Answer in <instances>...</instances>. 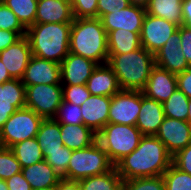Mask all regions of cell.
<instances>
[{
    "instance_id": "1",
    "label": "cell",
    "mask_w": 191,
    "mask_h": 190,
    "mask_svg": "<svg viewBox=\"0 0 191 190\" xmlns=\"http://www.w3.org/2000/svg\"><path fill=\"white\" fill-rule=\"evenodd\" d=\"M172 157L155 135H143L137 148L122 158L115 168L122 181L157 177L169 168Z\"/></svg>"
},
{
    "instance_id": "2",
    "label": "cell",
    "mask_w": 191,
    "mask_h": 190,
    "mask_svg": "<svg viewBox=\"0 0 191 190\" xmlns=\"http://www.w3.org/2000/svg\"><path fill=\"white\" fill-rule=\"evenodd\" d=\"M69 52L98 65L108 62V36L100 18H74L71 24Z\"/></svg>"
},
{
    "instance_id": "3",
    "label": "cell",
    "mask_w": 191,
    "mask_h": 190,
    "mask_svg": "<svg viewBox=\"0 0 191 190\" xmlns=\"http://www.w3.org/2000/svg\"><path fill=\"white\" fill-rule=\"evenodd\" d=\"M72 23H41L26 29L32 55L61 63L69 54Z\"/></svg>"
},
{
    "instance_id": "4",
    "label": "cell",
    "mask_w": 191,
    "mask_h": 190,
    "mask_svg": "<svg viewBox=\"0 0 191 190\" xmlns=\"http://www.w3.org/2000/svg\"><path fill=\"white\" fill-rule=\"evenodd\" d=\"M107 64L116 75L121 90L142 91L155 66V55L140 47L130 53L112 55Z\"/></svg>"
},
{
    "instance_id": "5",
    "label": "cell",
    "mask_w": 191,
    "mask_h": 190,
    "mask_svg": "<svg viewBox=\"0 0 191 190\" xmlns=\"http://www.w3.org/2000/svg\"><path fill=\"white\" fill-rule=\"evenodd\" d=\"M142 136L136 125L108 123L97 133V141L115 166L137 148Z\"/></svg>"
},
{
    "instance_id": "6",
    "label": "cell",
    "mask_w": 191,
    "mask_h": 190,
    "mask_svg": "<svg viewBox=\"0 0 191 190\" xmlns=\"http://www.w3.org/2000/svg\"><path fill=\"white\" fill-rule=\"evenodd\" d=\"M113 167L107 153L96 141L87 148L72 151L67 167V180L78 181L86 177L104 174Z\"/></svg>"
},
{
    "instance_id": "7",
    "label": "cell",
    "mask_w": 191,
    "mask_h": 190,
    "mask_svg": "<svg viewBox=\"0 0 191 190\" xmlns=\"http://www.w3.org/2000/svg\"><path fill=\"white\" fill-rule=\"evenodd\" d=\"M43 118L33 110H16L0 129V145L10 148L18 142L35 138Z\"/></svg>"
},
{
    "instance_id": "8",
    "label": "cell",
    "mask_w": 191,
    "mask_h": 190,
    "mask_svg": "<svg viewBox=\"0 0 191 190\" xmlns=\"http://www.w3.org/2000/svg\"><path fill=\"white\" fill-rule=\"evenodd\" d=\"M25 107L33 110L43 119L54 118L63 100L62 85L25 86Z\"/></svg>"
},
{
    "instance_id": "9",
    "label": "cell",
    "mask_w": 191,
    "mask_h": 190,
    "mask_svg": "<svg viewBox=\"0 0 191 190\" xmlns=\"http://www.w3.org/2000/svg\"><path fill=\"white\" fill-rule=\"evenodd\" d=\"M140 108L141 91L120 90L112 96L108 123L136 125Z\"/></svg>"
},
{
    "instance_id": "10",
    "label": "cell",
    "mask_w": 191,
    "mask_h": 190,
    "mask_svg": "<svg viewBox=\"0 0 191 190\" xmlns=\"http://www.w3.org/2000/svg\"><path fill=\"white\" fill-rule=\"evenodd\" d=\"M178 27L171 21L146 13L140 32L142 47L155 55Z\"/></svg>"
},
{
    "instance_id": "11",
    "label": "cell",
    "mask_w": 191,
    "mask_h": 190,
    "mask_svg": "<svg viewBox=\"0 0 191 190\" xmlns=\"http://www.w3.org/2000/svg\"><path fill=\"white\" fill-rule=\"evenodd\" d=\"M155 136L174 156L191 143V125L187 121L165 117Z\"/></svg>"
},
{
    "instance_id": "12",
    "label": "cell",
    "mask_w": 191,
    "mask_h": 190,
    "mask_svg": "<svg viewBox=\"0 0 191 190\" xmlns=\"http://www.w3.org/2000/svg\"><path fill=\"white\" fill-rule=\"evenodd\" d=\"M21 81L25 86L61 85L60 64L32 55Z\"/></svg>"
},
{
    "instance_id": "13",
    "label": "cell",
    "mask_w": 191,
    "mask_h": 190,
    "mask_svg": "<svg viewBox=\"0 0 191 190\" xmlns=\"http://www.w3.org/2000/svg\"><path fill=\"white\" fill-rule=\"evenodd\" d=\"M145 15V8L130 4L121 11L105 14L101 21L107 34L117 29L140 34Z\"/></svg>"
},
{
    "instance_id": "14",
    "label": "cell",
    "mask_w": 191,
    "mask_h": 190,
    "mask_svg": "<svg viewBox=\"0 0 191 190\" xmlns=\"http://www.w3.org/2000/svg\"><path fill=\"white\" fill-rule=\"evenodd\" d=\"M97 66L94 61L69 52L60 63L61 85H86Z\"/></svg>"
},
{
    "instance_id": "15",
    "label": "cell",
    "mask_w": 191,
    "mask_h": 190,
    "mask_svg": "<svg viewBox=\"0 0 191 190\" xmlns=\"http://www.w3.org/2000/svg\"><path fill=\"white\" fill-rule=\"evenodd\" d=\"M31 57L32 51L26 36L0 52V61L12 79H22Z\"/></svg>"
},
{
    "instance_id": "16",
    "label": "cell",
    "mask_w": 191,
    "mask_h": 190,
    "mask_svg": "<svg viewBox=\"0 0 191 190\" xmlns=\"http://www.w3.org/2000/svg\"><path fill=\"white\" fill-rule=\"evenodd\" d=\"M180 42V32L177 30L172 34L158 53L155 54V65L174 75H178L188 69L190 65L184 58Z\"/></svg>"
},
{
    "instance_id": "17",
    "label": "cell",
    "mask_w": 191,
    "mask_h": 190,
    "mask_svg": "<svg viewBox=\"0 0 191 190\" xmlns=\"http://www.w3.org/2000/svg\"><path fill=\"white\" fill-rule=\"evenodd\" d=\"M25 104V85L20 79L0 84V129L16 110L25 108Z\"/></svg>"
},
{
    "instance_id": "18",
    "label": "cell",
    "mask_w": 191,
    "mask_h": 190,
    "mask_svg": "<svg viewBox=\"0 0 191 190\" xmlns=\"http://www.w3.org/2000/svg\"><path fill=\"white\" fill-rule=\"evenodd\" d=\"M176 89V75L155 65L142 92L146 97L163 104Z\"/></svg>"
},
{
    "instance_id": "19",
    "label": "cell",
    "mask_w": 191,
    "mask_h": 190,
    "mask_svg": "<svg viewBox=\"0 0 191 190\" xmlns=\"http://www.w3.org/2000/svg\"><path fill=\"white\" fill-rule=\"evenodd\" d=\"M112 97L91 95L80 106L83 124L98 133L108 124V114Z\"/></svg>"
},
{
    "instance_id": "20",
    "label": "cell",
    "mask_w": 191,
    "mask_h": 190,
    "mask_svg": "<svg viewBox=\"0 0 191 190\" xmlns=\"http://www.w3.org/2000/svg\"><path fill=\"white\" fill-rule=\"evenodd\" d=\"M165 118L163 104L146 97L141 91V108L136 127L142 135H156Z\"/></svg>"
},
{
    "instance_id": "21",
    "label": "cell",
    "mask_w": 191,
    "mask_h": 190,
    "mask_svg": "<svg viewBox=\"0 0 191 190\" xmlns=\"http://www.w3.org/2000/svg\"><path fill=\"white\" fill-rule=\"evenodd\" d=\"M71 0H38L35 24L72 23Z\"/></svg>"
},
{
    "instance_id": "22",
    "label": "cell",
    "mask_w": 191,
    "mask_h": 190,
    "mask_svg": "<svg viewBox=\"0 0 191 190\" xmlns=\"http://www.w3.org/2000/svg\"><path fill=\"white\" fill-rule=\"evenodd\" d=\"M86 87L91 95L96 96L112 97L121 90L116 75L107 63L98 65L94 69Z\"/></svg>"
},
{
    "instance_id": "23",
    "label": "cell",
    "mask_w": 191,
    "mask_h": 190,
    "mask_svg": "<svg viewBox=\"0 0 191 190\" xmlns=\"http://www.w3.org/2000/svg\"><path fill=\"white\" fill-rule=\"evenodd\" d=\"M62 143L68 149L78 150L97 141V133L84 124H60Z\"/></svg>"
},
{
    "instance_id": "24",
    "label": "cell",
    "mask_w": 191,
    "mask_h": 190,
    "mask_svg": "<svg viewBox=\"0 0 191 190\" xmlns=\"http://www.w3.org/2000/svg\"><path fill=\"white\" fill-rule=\"evenodd\" d=\"M21 172L32 190L57 186L62 179L45 160L24 167Z\"/></svg>"
},
{
    "instance_id": "25",
    "label": "cell",
    "mask_w": 191,
    "mask_h": 190,
    "mask_svg": "<svg viewBox=\"0 0 191 190\" xmlns=\"http://www.w3.org/2000/svg\"><path fill=\"white\" fill-rule=\"evenodd\" d=\"M108 59L115 54L130 53L142 47L140 34L122 29L108 34Z\"/></svg>"
},
{
    "instance_id": "26",
    "label": "cell",
    "mask_w": 191,
    "mask_h": 190,
    "mask_svg": "<svg viewBox=\"0 0 191 190\" xmlns=\"http://www.w3.org/2000/svg\"><path fill=\"white\" fill-rule=\"evenodd\" d=\"M36 140L41 147L42 151H55L63 147L60 131V123L54 118L43 119Z\"/></svg>"
},
{
    "instance_id": "27",
    "label": "cell",
    "mask_w": 191,
    "mask_h": 190,
    "mask_svg": "<svg viewBox=\"0 0 191 190\" xmlns=\"http://www.w3.org/2000/svg\"><path fill=\"white\" fill-rule=\"evenodd\" d=\"M146 13L154 15L179 26L183 24L182 0H151Z\"/></svg>"
},
{
    "instance_id": "28",
    "label": "cell",
    "mask_w": 191,
    "mask_h": 190,
    "mask_svg": "<svg viewBox=\"0 0 191 190\" xmlns=\"http://www.w3.org/2000/svg\"><path fill=\"white\" fill-rule=\"evenodd\" d=\"M21 167H27L44 160L43 152L36 138H30L10 147Z\"/></svg>"
},
{
    "instance_id": "29",
    "label": "cell",
    "mask_w": 191,
    "mask_h": 190,
    "mask_svg": "<svg viewBox=\"0 0 191 190\" xmlns=\"http://www.w3.org/2000/svg\"><path fill=\"white\" fill-rule=\"evenodd\" d=\"M81 190H116L122 185V178L115 166L104 174L78 180Z\"/></svg>"
},
{
    "instance_id": "30",
    "label": "cell",
    "mask_w": 191,
    "mask_h": 190,
    "mask_svg": "<svg viewBox=\"0 0 191 190\" xmlns=\"http://www.w3.org/2000/svg\"><path fill=\"white\" fill-rule=\"evenodd\" d=\"M38 0H1L27 29L35 24Z\"/></svg>"
},
{
    "instance_id": "31",
    "label": "cell",
    "mask_w": 191,
    "mask_h": 190,
    "mask_svg": "<svg viewBox=\"0 0 191 190\" xmlns=\"http://www.w3.org/2000/svg\"><path fill=\"white\" fill-rule=\"evenodd\" d=\"M189 98L178 88L163 103L165 117L186 121L188 116Z\"/></svg>"
},
{
    "instance_id": "32",
    "label": "cell",
    "mask_w": 191,
    "mask_h": 190,
    "mask_svg": "<svg viewBox=\"0 0 191 190\" xmlns=\"http://www.w3.org/2000/svg\"><path fill=\"white\" fill-rule=\"evenodd\" d=\"M162 176L165 190H191V175L178 169L173 163Z\"/></svg>"
},
{
    "instance_id": "33",
    "label": "cell",
    "mask_w": 191,
    "mask_h": 190,
    "mask_svg": "<svg viewBox=\"0 0 191 190\" xmlns=\"http://www.w3.org/2000/svg\"><path fill=\"white\" fill-rule=\"evenodd\" d=\"M71 149L66 146L60 150L42 151L44 160L64 179H67V167L72 155Z\"/></svg>"
},
{
    "instance_id": "34",
    "label": "cell",
    "mask_w": 191,
    "mask_h": 190,
    "mask_svg": "<svg viewBox=\"0 0 191 190\" xmlns=\"http://www.w3.org/2000/svg\"><path fill=\"white\" fill-rule=\"evenodd\" d=\"M22 171V167L10 148L0 146V179L6 180Z\"/></svg>"
},
{
    "instance_id": "35",
    "label": "cell",
    "mask_w": 191,
    "mask_h": 190,
    "mask_svg": "<svg viewBox=\"0 0 191 190\" xmlns=\"http://www.w3.org/2000/svg\"><path fill=\"white\" fill-rule=\"evenodd\" d=\"M54 119L60 124H83L81 107L62 100Z\"/></svg>"
},
{
    "instance_id": "36",
    "label": "cell",
    "mask_w": 191,
    "mask_h": 190,
    "mask_svg": "<svg viewBox=\"0 0 191 190\" xmlns=\"http://www.w3.org/2000/svg\"><path fill=\"white\" fill-rule=\"evenodd\" d=\"M0 29L16 32L20 37L26 36V28L16 15L0 0Z\"/></svg>"
},
{
    "instance_id": "37",
    "label": "cell",
    "mask_w": 191,
    "mask_h": 190,
    "mask_svg": "<svg viewBox=\"0 0 191 190\" xmlns=\"http://www.w3.org/2000/svg\"><path fill=\"white\" fill-rule=\"evenodd\" d=\"M122 184L126 190H165L163 176L124 180Z\"/></svg>"
},
{
    "instance_id": "38",
    "label": "cell",
    "mask_w": 191,
    "mask_h": 190,
    "mask_svg": "<svg viewBox=\"0 0 191 190\" xmlns=\"http://www.w3.org/2000/svg\"><path fill=\"white\" fill-rule=\"evenodd\" d=\"M63 101L81 106L91 93L87 90L86 85H62Z\"/></svg>"
},
{
    "instance_id": "39",
    "label": "cell",
    "mask_w": 191,
    "mask_h": 190,
    "mask_svg": "<svg viewBox=\"0 0 191 190\" xmlns=\"http://www.w3.org/2000/svg\"><path fill=\"white\" fill-rule=\"evenodd\" d=\"M98 0H71L73 18L97 17Z\"/></svg>"
},
{
    "instance_id": "40",
    "label": "cell",
    "mask_w": 191,
    "mask_h": 190,
    "mask_svg": "<svg viewBox=\"0 0 191 190\" xmlns=\"http://www.w3.org/2000/svg\"><path fill=\"white\" fill-rule=\"evenodd\" d=\"M130 5L128 0H98L97 18H102L105 14L121 11Z\"/></svg>"
},
{
    "instance_id": "41",
    "label": "cell",
    "mask_w": 191,
    "mask_h": 190,
    "mask_svg": "<svg viewBox=\"0 0 191 190\" xmlns=\"http://www.w3.org/2000/svg\"><path fill=\"white\" fill-rule=\"evenodd\" d=\"M172 163L191 175V143L172 157Z\"/></svg>"
},
{
    "instance_id": "42",
    "label": "cell",
    "mask_w": 191,
    "mask_h": 190,
    "mask_svg": "<svg viewBox=\"0 0 191 190\" xmlns=\"http://www.w3.org/2000/svg\"><path fill=\"white\" fill-rule=\"evenodd\" d=\"M178 30L180 32L182 53L187 63L191 66V28L181 25L178 27Z\"/></svg>"
},
{
    "instance_id": "43",
    "label": "cell",
    "mask_w": 191,
    "mask_h": 190,
    "mask_svg": "<svg viewBox=\"0 0 191 190\" xmlns=\"http://www.w3.org/2000/svg\"><path fill=\"white\" fill-rule=\"evenodd\" d=\"M177 88L181 90L189 99L191 98V66L176 75Z\"/></svg>"
},
{
    "instance_id": "44",
    "label": "cell",
    "mask_w": 191,
    "mask_h": 190,
    "mask_svg": "<svg viewBox=\"0 0 191 190\" xmlns=\"http://www.w3.org/2000/svg\"><path fill=\"white\" fill-rule=\"evenodd\" d=\"M8 190H32L30 184L24 178L22 172L14 174L5 180Z\"/></svg>"
},
{
    "instance_id": "45",
    "label": "cell",
    "mask_w": 191,
    "mask_h": 190,
    "mask_svg": "<svg viewBox=\"0 0 191 190\" xmlns=\"http://www.w3.org/2000/svg\"><path fill=\"white\" fill-rule=\"evenodd\" d=\"M20 38L16 32L0 29V52L14 44Z\"/></svg>"
},
{
    "instance_id": "46",
    "label": "cell",
    "mask_w": 191,
    "mask_h": 190,
    "mask_svg": "<svg viewBox=\"0 0 191 190\" xmlns=\"http://www.w3.org/2000/svg\"><path fill=\"white\" fill-rule=\"evenodd\" d=\"M182 18V25L191 28V0H182Z\"/></svg>"
},
{
    "instance_id": "47",
    "label": "cell",
    "mask_w": 191,
    "mask_h": 190,
    "mask_svg": "<svg viewBox=\"0 0 191 190\" xmlns=\"http://www.w3.org/2000/svg\"><path fill=\"white\" fill-rule=\"evenodd\" d=\"M56 190H81L80 185L78 183V181H74V180H67L62 178L57 186H56Z\"/></svg>"
},
{
    "instance_id": "48",
    "label": "cell",
    "mask_w": 191,
    "mask_h": 190,
    "mask_svg": "<svg viewBox=\"0 0 191 190\" xmlns=\"http://www.w3.org/2000/svg\"><path fill=\"white\" fill-rule=\"evenodd\" d=\"M8 70L6 69L5 65L0 61V84H3L6 81L11 80Z\"/></svg>"
},
{
    "instance_id": "49",
    "label": "cell",
    "mask_w": 191,
    "mask_h": 190,
    "mask_svg": "<svg viewBox=\"0 0 191 190\" xmlns=\"http://www.w3.org/2000/svg\"><path fill=\"white\" fill-rule=\"evenodd\" d=\"M130 4L134 6H139L142 8H147L151 0H128Z\"/></svg>"
},
{
    "instance_id": "50",
    "label": "cell",
    "mask_w": 191,
    "mask_h": 190,
    "mask_svg": "<svg viewBox=\"0 0 191 190\" xmlns=\"http://www.w3.org/2000/svg\"><path fill=\"white\" fill-rule=\"evenodd\" d=\"M186 121L191 125V98L189 99L188 103V116Z\"/></svg>"
},
{
    "instance_id": "51",
    "label": "cell",
    "mask_w": 191,
    "mask_h": 190,
    "mask_svg": "<svg viewBox=\"0 0 191 190\" xmlns=\"http://www.w3.org/2000/svg\"><path fill=\"white\" fill-rule=\"evenodd\" d=\"M0 190H8L6 181L3 179H0Z\"/></svg>"
},
{
    "instance_id": "52",
    "label": "cell",
    "mask_w": 191,
    "mask_h": 190,
    "mask_svg": "<svg viewBox=\"0 0 191 190\" xmlns=\"http://www.w3.org/2000/svg\"><path fill=\"white\" fill-rule=\"evenodd\" d=\"M34 190H56V186H52V187H45V188H41V189H34Z\"/></svg>"
},
{
    "instance_id": "53",
    "label": "cell",
    "mask_w": 191,
    "mask_h": 190,
    "mask_svg": "<svg viewBox=\"0 0 191 190\" xmlns=\"http://www.w3.org/2000/svg\"><path fill=\"white\" fill-rule=\"evenodd\" d=\"M116 190H126L125 186L122 184L119 188H117Z\"/></svg>"
}]
</instances>
